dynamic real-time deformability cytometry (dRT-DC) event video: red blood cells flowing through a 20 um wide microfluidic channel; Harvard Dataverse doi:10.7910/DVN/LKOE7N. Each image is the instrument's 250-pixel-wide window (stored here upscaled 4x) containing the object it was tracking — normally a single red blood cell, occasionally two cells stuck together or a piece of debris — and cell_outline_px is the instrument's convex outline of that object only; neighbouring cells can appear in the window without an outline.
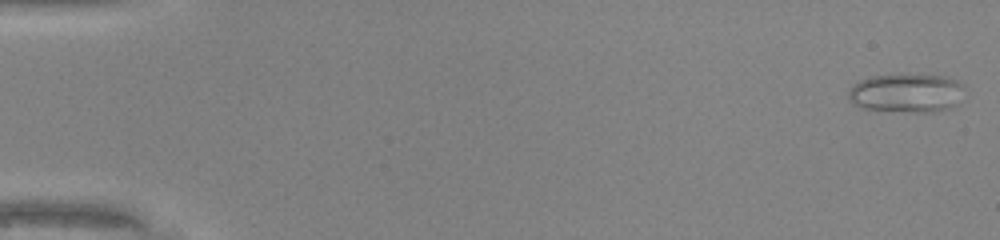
{"species": "common noctule bat (a hibernating species)", "species_latin": "Nyctalus noctula", "temperature_condition": "warm", "stored_images_in_passage": 48, "camera_frame_rate_fps": 3000, "um_per_image_px": 0.085, "animal": {"sex": "male", "body_mass_g": 20.0, "forearm_length_mm": 53.3}, "frame": {"image": 1, "passage_image": 1, "time_ms": 0.0, "image_size_px": [1000, 240], "cell_outline_px": [[964, 88], [956, 104], [952, 108], [936, 112], [912, 112], [864, 108], [852, 104], [848, 96], [848, 88], [860, 80], [872, 76], [948, 76], [964, 84]], "centroid_in_image_um": [77.06, 7.93], "position_along_channel_um": 7.9, "area_um2": 25.95}}
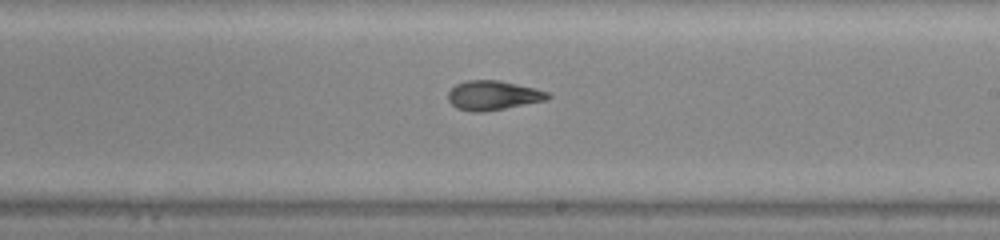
{"frame": {"image": 2, "passage_image": 29, "time_ms": 9.333, "image_size_px": [1000, 240], "cell_outline_px": [[552, 96], [548, 100], [484, 112], [472, 112], [456, 108], [448, 100], [448, 92], [456, 84], [468, 80], [500, 80], [536, 88], [548, 92]], "centroid_in_image_um": [41.93, 8.11], "position_along_channel_um": 247.1, "area_um2": 17.22}}
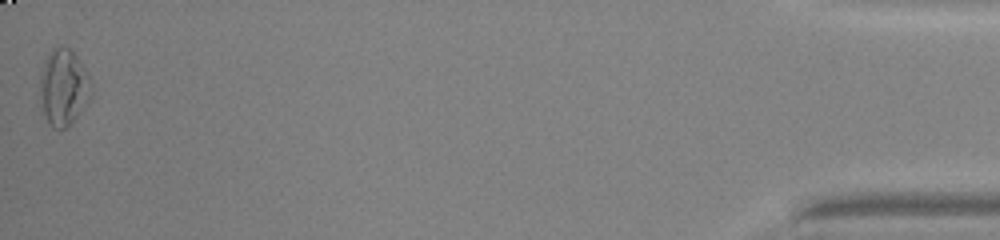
{"frame": {"image": 3, "passage_image": 48, "time_ms": 15.667, "image_size_px": [1000, 240], "cell_outline_px": [[92, 96], [72, 124], [64, 128], [52, 128], [48, 124], [44, 112], [40, 96], [40, 72], [44, 60], [52, 48], [60, 44], [68, 48], [80, 60], [88, 76], [92, 88]], "centroid_in_image_um": [5.4, 7.42], "position_along_channel_um": 429.8, "area_um2": 23.0}, "authors_computed_cell_mechanics": {"area_um2": 18.1781, "velocity_mm_per_s": 4.3204, "shape_relaxation_time_tau1_ms": 4.957, "shape_relaxation_time_tau2_ms": 1.6222, "deformation_change_tau1": 0.188, "deformation_change_tau2": 0.0844}}